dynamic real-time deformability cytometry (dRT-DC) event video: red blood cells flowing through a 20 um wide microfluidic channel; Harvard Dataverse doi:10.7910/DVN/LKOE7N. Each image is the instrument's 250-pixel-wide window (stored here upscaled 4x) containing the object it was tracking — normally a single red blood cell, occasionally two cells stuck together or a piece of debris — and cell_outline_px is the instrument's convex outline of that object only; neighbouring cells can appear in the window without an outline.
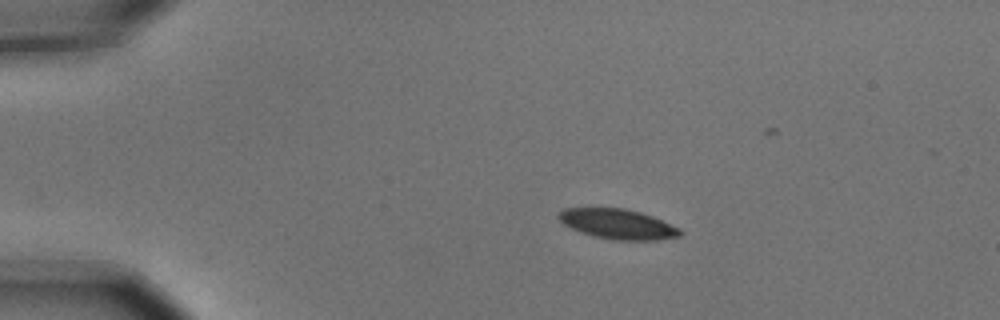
{"species": "common noctule bat (a hibernating species)", "species_latin": "Nyctalus noctula", "temperature_condition": "cold", "stored_images_in_passage": 7, "camera_frame_rate_fps": 3000, "um_per_image_px": 0.085, "animal": {"sex": "male", "body_mass_g": 15.6}, "frame": {"image": 1, "passage_image": 1, "time_ms": 0.0, "image_size_px": [1000, 320], "cell_outline_px": [[684, 232], [680, 236], [656, 240], [612, 240], [592, 236], [580, 232], [564, 224], [556, 216], [564, 208], [624, 208], [640, 212], [652, 216], [680, 228]], "centroid_in_image_um": [52.52, 19.05], "position_along_channel_um": 32.5, "area_um2": 21.27}}
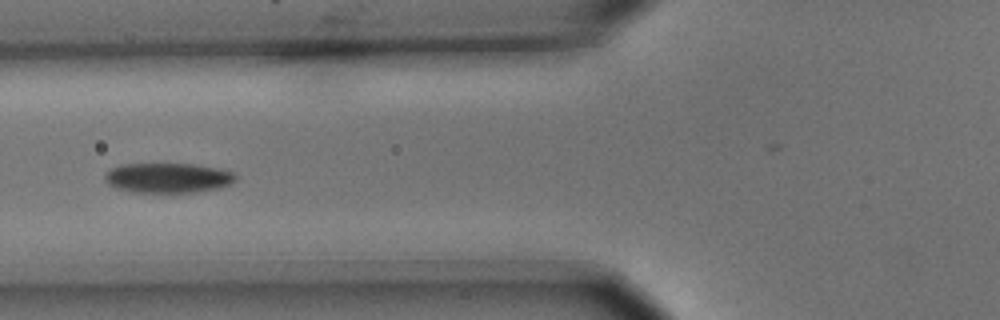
{"frame": {"image": 2, "passage_image": 4, "time_ms": 1.0, "image_size_px": [1000, 320], "cell_outline_px": [[236, 180], [232, 184], [216, 188], [192, 192], [132, 192], [116, 188], [108, 184], [104, 180], [104, 176], [112, 168], [120, 164], [200, 164], [220, 168], [232, 172], [236, 176]], "centroid_in_image_um": [14.28, 15.11], "position_along_channel_um": 111.5, "area_um2": 22.83}}
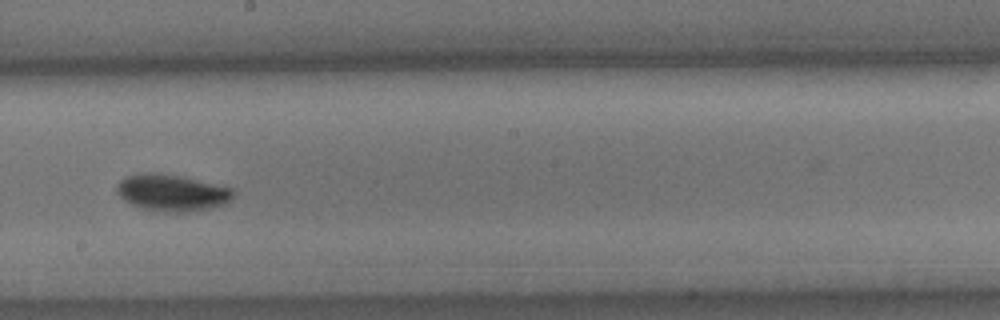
{"frame": {"image": 3, "passage_image": 7, "time_ms": 2.0, "image_size_px": [1000, 320], "cell_outline_px": [[236, 192], [224, 204], [208, 208], [188, 212], [164, 212], [144, 208], [132, 204], [124, 200], [116, 192], [116, 184], [124, 176], [144, 172], [152, 172], [180, 176], [232, 188]], "centroid_in_image_um": [14.56, 16.37], "position_along_channel_um": 233.6, "area_um2": 24.74}}